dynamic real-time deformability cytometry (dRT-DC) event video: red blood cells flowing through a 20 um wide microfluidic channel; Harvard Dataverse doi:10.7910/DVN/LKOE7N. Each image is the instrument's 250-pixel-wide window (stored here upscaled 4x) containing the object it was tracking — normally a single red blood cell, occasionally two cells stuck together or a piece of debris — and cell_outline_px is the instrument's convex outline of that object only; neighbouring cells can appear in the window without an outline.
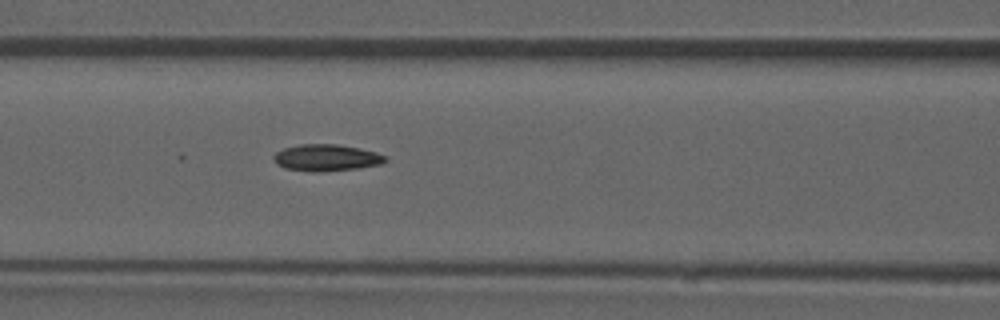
{"species": "common noctule bat (a hibernating species)", "species_latin": "Nyctalus noctula", "temperature_condition": "room temperature", "stored_images_in_passage": 51, "camera_frame_rate_fps": 3000, "um_per_image_px": 0.085, "animal": {"sex": "male", "forearm_length_mm": 52.5}, "frame": {"image": 1, "passage_image": 22, "time_ms": 7.0, "image_size_px": [1000, 320], "cell_outline_px": [[388, 160], [384, 164], [360, 168], [320, 172], [312, 172], [284, 168], [276, 164], [272, 160], [272, 156], [276, 152], [284, 148], [300, 144], [336, 144], [360, 148], [376, 152], [388, 156]], "centroid_in_image_um": [27.77, 13.41], "position_along_channel_um": 138.8, "area_um2": 17.74}, "authors_computed_cell_mechanics": {"area_um2": 16.9354, "velocity_mm_per_s": 3.9304, "shape_relaxation_time_tau1_ms": null, "shape_relaxation_time_tau2_ms": 9.4233, "deformation_change_tau1": null, "deformation_change_tau2": 0.1602}}